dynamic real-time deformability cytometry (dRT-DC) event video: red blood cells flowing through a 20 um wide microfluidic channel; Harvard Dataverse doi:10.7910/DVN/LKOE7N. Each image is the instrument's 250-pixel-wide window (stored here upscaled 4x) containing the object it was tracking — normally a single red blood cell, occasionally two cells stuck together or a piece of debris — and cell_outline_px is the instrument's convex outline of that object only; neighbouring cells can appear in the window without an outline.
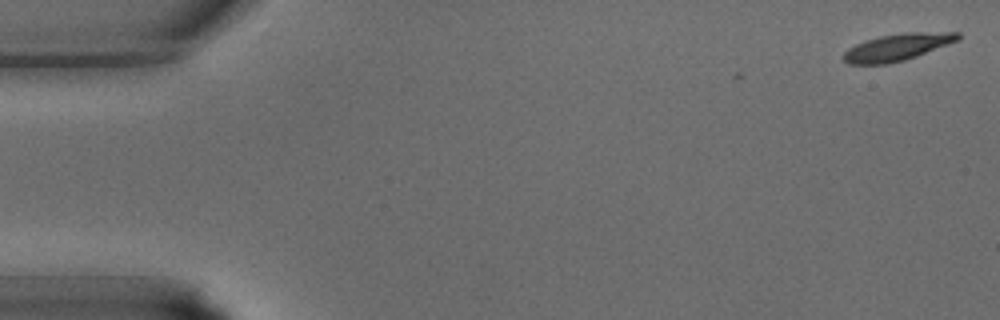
{"species": "common noctule bat (a hibernating species)", "species_latin": "Nyctalus noctula", "temperature_condition": "warm", "stored_images_in_passage": 2, "camera_frame_rate_fps": 3000, "um_per_image_px": 0.085, "animal": {"sex": "male", "body_mass_g": 15.6}, "frame": {"image": 1, "passage_image": 2, "time_ms": 0.333, "image_size_px": [1000, 320], "cell_outline_px": [[960, 40], [916, 56], [904, 60], [888, 64], [848, 64], [844, 60], [844, 52], [848, 48], [856, 44], [880, 36], [908, 32], [960, 32]], "centroid_in_image_um": [76.3, 4.01], "position_along_channel_um": 8.7, "area_um2": 17.8}}